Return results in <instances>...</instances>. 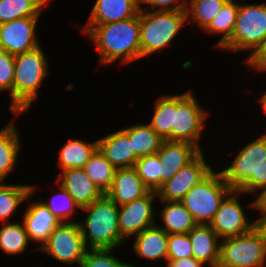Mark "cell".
Listing matches in <instances>:
<instances>
[{
	"mask_svg": "<svg viewBox=\"0 0 266 267\" xmlns=\"http://www.w3.org/2000/svg\"><path fill=\"white\" fill-rule=\"evenodd\" d=\"M266 159V134L239 149L234 160L221 170L232 190L253 194L259 190V170Z\"/></svg>",
	"mask_w": 266,
	"mask_h": 267,
	"instance_id": "5",
	"label": "cell"
},
{
	"mask_svg": "<svg viewBox=\"0 0 266 267\" xmlns=\"http://www.w3.org/2000/svg\"><path fill=\"white\" fill-rule=\"evenodd\" d=\"M114 249H90L86 250L81 267H135L132 263L122 262L111 253Z\"/></svg>",
	"mask_w": 266,
	"mask_h": 267,
	"instance_id": "36",
	"label": "cell"
},
{
	"mask_svg": "<svg viewBox=\"0 0 266 267\" xmlns=\"http://www.w3.org/2000/svg\"><path fill=\"white\" fill-rule=\"evenodd\" d=\"M260 103H261V105H262V107H263V110H264V112H265V114H266V92H265L264 95L261 97V99H260Z\"/></svg>",
	"mask_w": 266,
	"mask_h": 267,
	"instance_id": "44",
	"label": "cell"
},
{
	"mask_svg": "<svg viewBox=\"0 0 266 267\" xmlns=\"http://www.w3.org/2000/svg\"><path fill=\"white\" fill-rule=\"evenodd\" d=\"M150 190L137 175L134 167L116 169L108 196L117 206H122L146 196Z\"/></svg>",
	"mask_w": 266,
	"mask_h": 267,
	"instance_id": "16",
	"label": "cell"
},
{
	"mask_svg": "<svg viewBox=\"0 0 266 267\" xmlns=\"http://www.w3.org/2000/svg\"><path fill=\"white\" fill-rule=\"evenodd\" d=\"M121 130L129 137L138 158L156 154L164 141L149 123L127 126Z\"/></svg>",
	"mask_w": 266,
	"mask_h": 267,
	"instance_id": "25",
	"label": "cell"
},
{
	"mask_svg": "<svg viewBox=\"0 0 266 267\" xmlns=\"http://www.w3.org/2000/svg\"><path fill=\"white\" fill-rule=\"evenodd\" d=\"M15 125L12 120L0 130V182H4L15 169L21 151L19 131Z\"/></svg>",
	"mask_w": 266,
	"mask_h": 267,
	"instance_id": "23",
	"label": "cell"
},
{
	"mask_svg": "<svg viewBox=\"0 0 266 267\" xmlns=\"http://www.w3.org/2000/svg\"><path fill=\"white\" fill-rule=\"evenodd\" d=\"M97 149V140L89 143L80 139H69L60 150L58 167L61 171L83 168Z\"/></svg>",
	"mask_w": 266,
	"mask_h": 267,
	"instance_id": "26",
	"label": "cell"
},
{
	"mask_svg": "<svg viewBox=\"0 0 266 267\" xmlns=\"http://www.w3.org/2000/svg\"><path fill=\"white\" fill-rule=\"evenodd\" d=\"M239 194L242 192L232 190L221 202L219 210L209 224L220 239L239 236L254 227V221H248L245 215Z\"/></svg>",
	"mask_w": 266,
	"mask_h": 267,
	"instance_id": "12",
	"label": "cell"
},
{
	"mask_svg": "<svg viewBox=\"0 0 266 267\" xmlns=\"http://www.w3.org/2000/svg\"><path fill=\"white\" fill-rule=\"evenodd\" d=\"M57 176L55 183L61 185L80 208L90 205L104 195L83 168L66 169Z\"/></svg>",
	"mask_w": 266,
	"mask_h": 267,
	"instance_id": "15",
	"label": "cell"
},
{
	"mask_svg": "<svg viewBox=\"0 0 266 267\" xmlns=\"http://www.w3.org/2000/svg\"><path fill=\"white\" fill-rule=\"evenodd\" d=\"M133 250L140 258L168 260V234L158 224L135 235Z\"/></svg>",
	"mask_w": 266,
	"mask_h": 267,
	"instance_id": "22",
	"label": "cell"
},
{
	"mask_svg": "<svg viewBox=\"0 0 266 267\" xmlns=\"http://www.w3.org/2000/svg\"><path fill=\"white\" fill-rule=\"evenodd\" d=\"M83 34L94 41L99 64L121 63L142 58L139 14L135 17L107 24H84Z\"/></svg>",
	"mask_w": 266,
	"mask_h": 267,
	"instance_id": "1",
	"label": "cell"
},
{
	"mask_svg": "<svg viewBox=\"0 0 266 267\" xmlns=\"http://www.w3.org/2000/svg\"><path fill=\"white\" fill-rule=\"evenodd\" d=\"M50 0H0V24L23 17H40Z\"/></svg>",
	"mask_w": 266,
	"mask_h": 267,
	"instance_id": "28",
	"label": "cell"
},
{
	"mask_svg": "<svg viewBox=\"0 0 266 267\" xmlns=\"http://www.w3.org/2000/svg\"><path fill=\"white\" fill-rule=\"evenodd\" d=\"M166 267H204L205 264L194 257L178 260H167Z\"/></svg>",
	"mask_w": 266,
	"mask_h": 267,
	"instance_id": "40",
	"label": "cell"
},
{
	"mask_svg": "<svg viewBox=\"0 0 266 267\" xmlns=\"http://www.w3.org/2000/svg\"><path fill=\"white\" fill-rule=\"evenodd\" d=\"M157 196L156 191H150L146 196L134 200L119 207L120 235L127 240L129 236H135L144 229L154 226L155 212L153 202Z\"/></svg>",
	"mask_w": 266,
	"mask_h": 267,
	"instance_id": "14",
	"label": "cell"
},
{
	"mask_svg": "<svg viewBox=\"0 0 266 267\" xmlns=\"http://www.w3.org/2000/svg\"><path fill=\"white\" fill-rule=\"evenodd\" d=\"M39 17H23L0 24V48L11 55L28 52L41 43L36 35Z\"/></svg>",
	"mask_w": 266,
	"mask_h": 267,
	"instance_id": "13",
	"label": "cell"
},
{
	"mask_svg": "<svg viewBox=\"0 0 266 267\" xmlns=\"http://www.w3.org/2000/svg\"><path fill=\"white\" fill-rule=\"evenodd\" d=\"M221 241L217 267H265L266 243L254 227Z\"/></svg>",
	"mask_w": 266,
	"mask_h": 267,
	"instance_id": "7",
	"label": "cell"
},
{
	"mask_svg": "<svg viewBox=\"0 0 266 267\" xmlns=\"http://www.w3.org/2000/svg\"><path fill=\"white\" fill-rule=\"evenodd\" d=\"M38 250L46 252L59 263L81 266L87 250L79 222H60Z\"/></svg>",
	"mask_w": 266,
	"mask_h": 267,
	"instance_id": "10",
	"label": "cell"
},
{
	"mask_svg": "<svg viewBox=\"0 0 266 267\" xmlns=\"http://www.w3.org/2000/svg\"><path fill=\"white\" fill-rule=\"evenodd\" d=\"M238 10L239 4L235 3L234 0H228L204 30V32L210 34L218 35L223 33L221 39L216 42L218 48H222L231 39Z\"/></svg>",
	"mask_w": 266,
	"mask_h": 267,
	"instance_id": "29",
	"label": "cell"
},
{
	"mask_svg": "<svg viewBox=\"0 0 266 267\" xmlns=\"http://www.w3.org/2000/svg\"><path fill=\"white\" fill-rule=\"evenodd\" d=\"M59 193L53 195L50 200L41 201L60 222H70L75 214V209H81L73 197L57 183Z\"/></svg>",
	"mask_w": 266,
	"mask_h": 267,
	"instance_id": "35",
	"label": "cell"
},
{
	"mask_svg": "<svg viewBox=\"0 0 266 267\" xmlns=\"http://www.w3.org/2000/svg\"><path fill=\"white\" fill-rule=\"evenodd\" d=\"M189 0H141V9L151 11H183L186 12ZM148 5V7H147ZM150 5V6H149Z\"/></svg>",
	"mask_w": 266,
	"mask_h": 267,
	"instance_id": "39",
	"label": "cell"
},
{
	"mask_svg": "<svg viewBox=\"0 0 266 267\" xmlns=\"http://www.w3.org/2000/svg\"><path fill=\"white\" fill-rule=\"evenodd\" d=\"M187 23L183 11H150L140 9V44L142 58L168 48Z\"/></svg>",
	"mask_w": 266,
	"mask_h": 267,
	"instance_id": "4",
	"label": "cell"
},
{
	"mask_svg": "<svg viewBox=\"0 0 266 267\" xmlns=\"http://www.w3.org/2000/svg\"><path fill=\"white\" fill-rule=\"evenodd\" d=\"M161 202L165 204L159 214L164 226H158L167 234L189 233L197 225L191 213L181 202Z\"/></svg>",
	"mask_w": 266,
	"mask_h": 267,
	"instance_id": "24",
	"label": "cell"
},
{
	"mask_svg": "<svg viewBox=\"0 0 266 267\" xmlns=\"http://www.w3.org/2000/svg\"><path fill=\"white\" fill-rule=\"evenodd\" d=\"M201 151L186 142L163 141L157 151L162 169V185L185 165L191 162Z\"/></svg>",
	"mask_w": 266,
	"mask_h": 267,
	"instance_id": "17",
	"label": "cell"
},
{
	"mask_svg": "<svg viewBox=\"0 0 266 267\" xmlns=\"http://www.w3.org/2000/svg\"><path fill=\"white\" fill-rule=\"evenodd\" d=\"M264 188H266V159L259 170V192Z\"/></svg>",
	"mask_w": 266,
	"mask_h": 267,
	"instance_id": "43",
	"label": "cell"
},
{
	"mask_svg": "<svg viewBox=\"0 0 266 267\" xmlns=\"http://www.w3.org/2000/svg\"><path fill=\"white\" fill-rule=\"evenodd\" d=\"M254 228L260 233L263 241L266 243V215H261L260 218L254 221Z\"/></svg>",
	"mask_w": 266,
	"mask_h": 267,
	"instance_id": "42",
	"label": "cell"
},
{
	"mask_svg": "<svg viewBox=\"0 0 266 267\" xmlns=\"http://www.w3.org/2000/svg\"><path fill=\"white\" fill-rule=\"evenodd\" d=\"M141 0H96L86 24L123 21L139 14Z\"/></svg>",
	"mask_w": 266,
	"mask_h": 267,
	"instance_id": "19",
	"label": "cell"
},
{
	"mask_svg": "<svg viewBox=\"0 0 266 267\" xmlns=\"http://www.w3.org/2000/svg\"><path fill=\"white\" fill-rule=\"evenodd\" d=\"M201 151L191 162L183 166L170 180L157 190L159 201L181 202L184 196L212 171Z\"/></svg>",
	"mask_w": 266,
	"mask_h": 267,
	"instance_id": "11",
	"label": "cell"
},
{
	"mask_svg": "<svg viewBox=\"0 0 266 267\" xmlns=\"http://www.w3.org/2000/svg\"><path fill=\"white\" fill-rule=\"evenodd\" d=\"M98 149L116 168L134 167L138 157L132 150L129 137L118 130L97 140Z\"/></svg>",
	"mask_w": 266,
	"mask_h": 267,
	"instance_id": "20",
	"label": "cell"
},
{
	"mask_svg": "<svg viewBox=\"0 0 266 267\" xmlns=\"http://www.w3.org/2000/svg\"><path fill=\"white\" fill-rule=\"evenodd\" d=\"M14 55L0 48V92L8 91L11 96L10 111L13 113Z\"/></svg>",
	"mask_w": 266,
	"mask_h": 267,
	"instance_id": "37",
	"label": "cell"
},
{
	"mask_svg": "<svg viewBox=\"0 0 266 267\" xmlns=\"http://www.w3.org/2000/svg\"><path fill=\"white\" fill-rule=\"evenodd\" d=\"M149 124L164 141L172 142L174 119V95H163L157 99Z\"/></svg>",
	"mask_w": 266,
	"mask_h": 267,
	"instance_id": "31",
	"label": "cell"
},
{
	"mask_svg": "<svg viewBox=\"0 0 266 267\" xmlns=\"http://www.w3.org/2000/svg\"><path fill=\"white\" fill-rule=\"evenodd\" d=\"M42 46L14 55L13 114L27 112L38 89L49 75V63Z\"/></svg>",
	"mask_w": 266,
	"mask_h": 267,
	"instance_id": "2",
	"label": "cell"
},
{
	"mask_svg": "<svg viewBox=\"0 0 266 267\" xmlns=\"http://www.w3.org/2000/svg\"><path fill=\"white\" fill-rule=\"evenodd\" d=\"M23 223L28 233L30 242L35 241L40 243L34 250L37 252L38 249L48 240L49 235L53 232L60 221L50 212V210L41 203L34 202L24 212Z\"/></svg>",
	"mask_w": 266,
	"mask_h": 267,
	"instance_id": "18",
	"label": "cell"
},
{
	"mask_svg": "<svg viewBox=\"0 0 266 267\" xmlns=\"http://www.w3.org/2000/svg\"><path fill=\"white\" fill-rule=\"evenodd\" d=\"M208 111L198 103L194 93L187 91L182 94H174V119L172 127V142H186L199 146Z\"/></svg>",
	"mask_w": 266,
	"mask_h": 267,
	"instance_id": "9",
	"label": "cell"
},
{
	"mask_svg": "<svg viewBox=\"0 0 266 267\" xmlns=\"http://www.w3.org/2000/svg\"><path fill=\"white\" fill-rule=\"evenodd\" d=\"M86 175L95 183L99 190L106 194L112 185L116 168L97 149L83 167Z\"/></svg>",
	"mask_w": 266,
	"mask_h": 267,
	"instance_id": "30",
	"label": "cell"
},
{
	"mask_svg": "<svg viewBox=\"0 0 266 267\" xmlns=\"http://www.w3.org/2000/svg\"><path fill=\"white\" fill-rule=\"evenodd\" d=\"M134 168L137 175L150 191H156L162 186V169L157 154L139 157Z\"/></svg>",
	"mask_w": 266,
	"mask_h": 267,
	"instance_id": "34",
	"label": "cell"
},
{
	"mask_svg": "<svg viewBox=\"0 0 266 267\" xmlns=\"http://www.w3.org/2000/svg\"><path fill=\"white\" fill-rule=\"evenodd\" d=\"M231 191L221 171H212L184 196L181 203L191 213L197 224L209 225L219 210L221 202Z\"/></svg>",
	"mask_w": 266,
	"mask_h": 267,
	"instance_id": "6",
	"label": "cell"
},
{
	"mask_svg": "<svg viewBox=\"0 0 266 267\" xmlns=\"http://www.w3.org/2000/svg\"><path fill=\"white\" fill-rule=\"evenodd\" d=\"M190 257H193V250L188 233L168 234V260Z\"/></svg>",
	"mask_w": 266,
	"mask_h": 267,
	"instance_id": "38",
	"label": "cell"
},
{
	"mask_svg": "<svg viewBox=\"0 0 266 267\" xmlns=\"http://www.w3.org/2000/svg\"><path fill=\"white\" fill-rule=\"evenodd\" d=\"M21 223L4 222L0 229V250L7 255H18L27 250L30 239L23 221Z\"/></svg>",
	"mask_w": 266,
	"mask_h": 267,
	"instance_id": "32",
	"label": "cell"
},
{
	"mask_svg": "<svg viewBox=\"0 0 266 267\" xmlns=\"http://www.w3.org/2000/svg\"><path fill=\"white\" fill-rule=\"evenodd\" d=\"M228 0H189L187 23L194 22L204 31ZM189 18L191 20H189Z\"/></svg>",
	"mask_w": 266,
	"mask_h": 267,
	"instance_id": "33",
	"label": "cell"
},
{
	"mask_svg": "<svg viewBox=\"0 0 266 267\" xmlns=\"http://www.w3.org/2000/svg\"><path fill=\"white\" fill-rule=\"evenodd\" d=\"M193 257L210 267L219 263L220 241L210 225L197 224L189 233Z\"/></svg>",
	"mask_w": 266,
	"mask_h": 267,
	"instance_id": "21",
	"label": "cell"
},
{
	"mask_svg": "<svg viewBox=\"0 0 266 267\" xmlns=\"http://www.w3.org/2000/svg\"><path fill=\"white\" fill-rule=\"evenodd\" d=\"M266 38V4H239L231 39L221 48L252 52Z\"/></svg>",
	"mask_w": 266,
	"mask_h": 267,
	"instance_id": "8",
	"label": "cell"
},
{
	"mask_svg": "<svg viewBox=\"0 0 266 267\" xmlns=\"http://www.w3.org/2000/svg\"><path fill=\"white\" fill-rule=\"evenodd\" d=\"M81 210L88 213L86 219L79 222L87 249H115L124 243L119 230V207L108 196L104 194Z\"/></svg>",
	"mask_w": 266,
	"mask_h": 267,
	"instance_id": "3",
	"label": "cell"
},
{
	"mask_svg": "<svg viewBox=\"0 0 266 267\" xmlns=\"http://www.w3.org/2000/svg\"><path fill=\"white\" fill-rule=\"evenodd\" d=\"M34 185L7 184L0 182V221L8 222V218L16 212L22 202L32 198L35 191Z\"/></svg>",
	"mask_w": 266,
	"mask_h": 267,
	"instance_id": "27",
	"label": "cell"
},
{
	"mask_svg": "<svg viewBox=\"0 0 266 267\" xmlns=\"http://www.w3.org/2000/svg\"><path fill=\"white\" fill-rule=\"evenodd\" d=\"M258 193L260 194H257V198L247 206L250 207V209L255 208L261 215H266V188Z\"/></svg>",
	"mask_w": 266,
	"mask_h": 267,
	"instance_id": "41",
	"label": "cell"
}]
</instances>
